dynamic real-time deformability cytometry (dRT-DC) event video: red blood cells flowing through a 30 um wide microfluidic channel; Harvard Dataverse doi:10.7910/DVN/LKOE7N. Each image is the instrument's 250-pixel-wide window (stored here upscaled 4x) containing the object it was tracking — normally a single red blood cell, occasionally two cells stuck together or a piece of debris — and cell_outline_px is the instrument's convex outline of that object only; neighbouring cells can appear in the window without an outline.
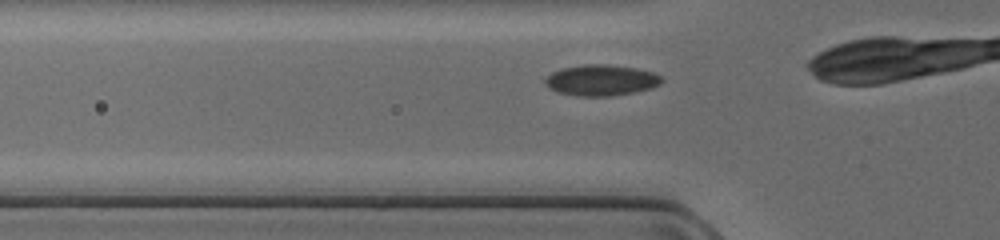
{"species": "common noctule bat (a hibernating species)", "species_latin": "Nyctalus noctula", "temperature_condition": "cold", "stored_images_in_passage": 24, "camera_frame_rate_fps": 3000, "um_per_image_px": 0.085, "animal": {"sex": "female", "body_mass_g": 17.0, "forearm_length_mm": 48.0}, "frame": {"image": 1, "passage_image": 3, "time_ms": 0.667, "image_size_px": [1000, 240], "cell_outline_px": [[664, 80], [660, 84], [652, 88], [632, 92], [608, 96], [580, 96], [560, 92], [544, 84], [544, 80], [552, 72], [564, 68], [584, 64], [608, 64], [636, 68], [652, 72], [660, 76]], "centroid_in_image_um": [51.12, 6.81], "position_along_channel_um": 74.7, "area_um2": 20.75}}
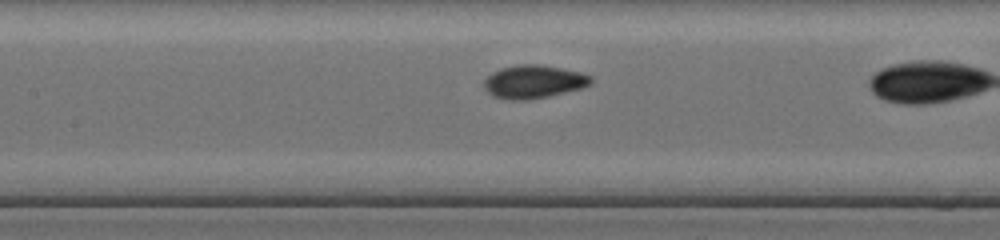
{"frame": {"image": 2, "passage_image": 9, "time_ms": 2.667, "image_size_px": [1000, 240], "cell_outline_px": [[592, 84], [580, 88], [548, 96], [528, 100], [504, 100], [492, 96], [484, 88], [484, 80], [492, 72], [500, 68], [520, 64], [540, 64], [580, 72], [592, 76]], "centroid_in_image_um": [45.33, 6.95], "position_along_channel_um": 162.1, "area_um2": 20.75}}
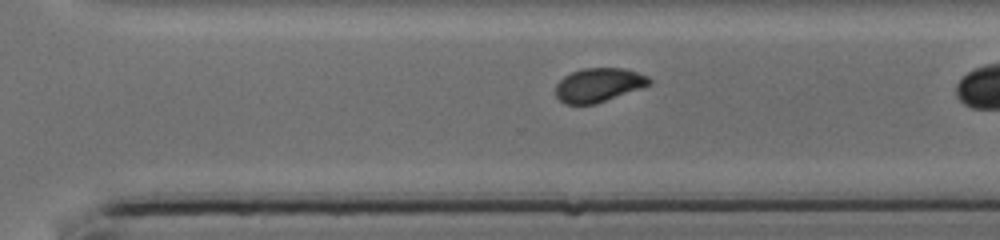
{"frame": {"image": 3, "passage_image": 20, "time_ms": 6.333, "image_size_px": [1000, 240], "cell_outline_px": [[652, 84], [596, 104], [564, 104], [556, 96], [556, 84], [564, 76], [572, 72], [584, 68], [624, 68], [648, 76], [652, 80]], "centroid_in_image_um": [50.89, 7.22], "position_along_channel_um": 319.7, "area_um2": 18.5}}